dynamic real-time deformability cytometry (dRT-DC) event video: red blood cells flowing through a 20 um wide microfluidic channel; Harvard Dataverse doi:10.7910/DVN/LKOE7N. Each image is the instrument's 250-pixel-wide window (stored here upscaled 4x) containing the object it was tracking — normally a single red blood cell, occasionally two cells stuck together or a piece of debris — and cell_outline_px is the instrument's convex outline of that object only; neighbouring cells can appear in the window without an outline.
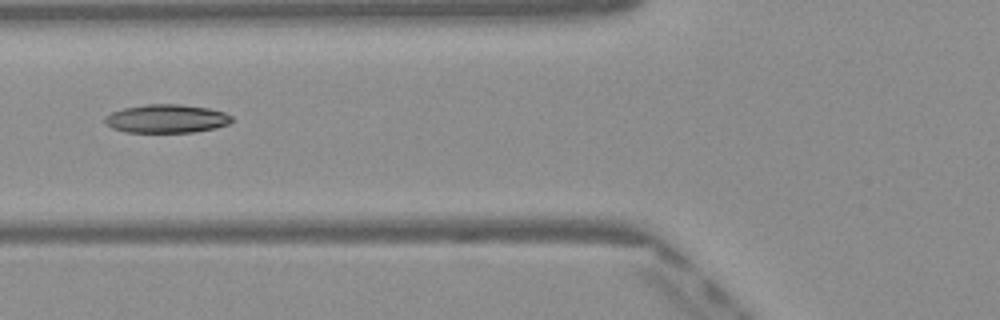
{"species": "Egyptian fruit bat (a non-hibernating species)", "species_latin": "Rousettus aegyptiacus", "temperature_condition": "warm", "stored_images_in_passage": 37, "camera_frame_rate_fps": 3000, "um_per_image_px": 0.085, "frame": {"image": 1, "passage_image": 10, "time_ms": 3.0, "image_size_px": [1000, 320], "cell_outline_px": [[232, 120], [228, 124], [216, 128], [196, 132], [124, 132], [112, 128], [104, 124], [104, 120], [112, 112], [124, 108], [144, 104], [180, 104], [208, 108], [224, 112], [232, 116]], "centroid_in_image_um": [14.16, 10.09], "position_along_channel_um": 111.6, "area_um2": 21.1}}
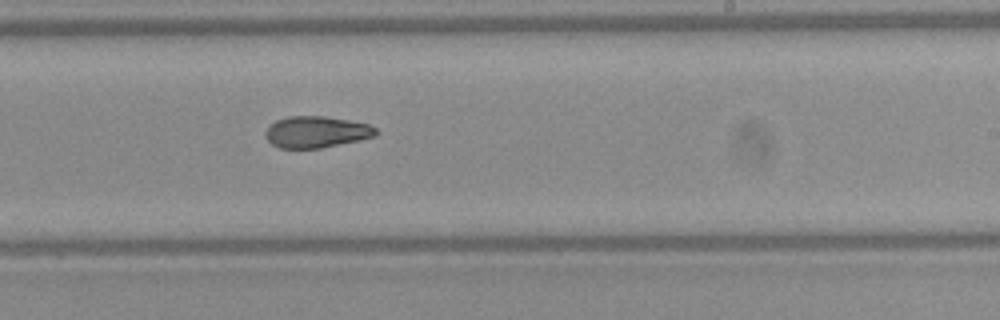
{"frame": {"image": 2, "passage_image": 21, "time_ms": 6.667, "image_size_px": [1000, 320], "cell_outline_px": [[376, 136], [360, 140], [320, 148], [280, 148], [272, 144], [264, 136], [264, 132], [268, 124], [276, 120], [288, 116], [324, 116], [348, 120], [368, 124], [376, 128]], "centroid_in_image_um": [26.84, 11.21], "position_along_channel_um": 262.2, "area_um2": 20.35}}
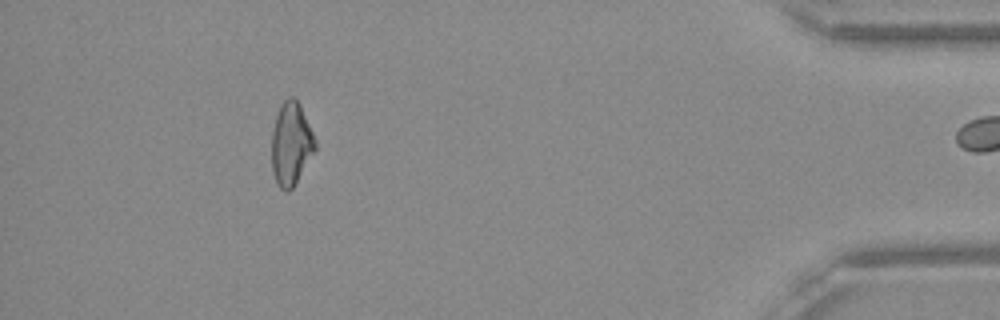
{"frame": {"image": 3, "passage_image": 36, "time_ms": 11.667, "image_size_px": [1000, 320], "cell_outline_px": [[316, 148], [292, 188], [288, 192], [284, 192], [280, 188], [272, 172], [272, 132], [276, 116], [280, 104], [288, 96], [292, 96], [300, 104], [316, 140]], "centroid_in_image_um": [24.73, 12.2], "position_along_channel_um": 410.5, "area_um2": 20.87}, "authors_computed_cell_mechanics": {"area_um2": 20.8658, "velocity_mm_per_s": 4.0965, "shape_relaxation_time_tau1_ms": null, "shape_relaxation_time_tau2_ms": 3.8607, "deformation_change_tau1": null, "deformation_change_tau2": 0.105}}